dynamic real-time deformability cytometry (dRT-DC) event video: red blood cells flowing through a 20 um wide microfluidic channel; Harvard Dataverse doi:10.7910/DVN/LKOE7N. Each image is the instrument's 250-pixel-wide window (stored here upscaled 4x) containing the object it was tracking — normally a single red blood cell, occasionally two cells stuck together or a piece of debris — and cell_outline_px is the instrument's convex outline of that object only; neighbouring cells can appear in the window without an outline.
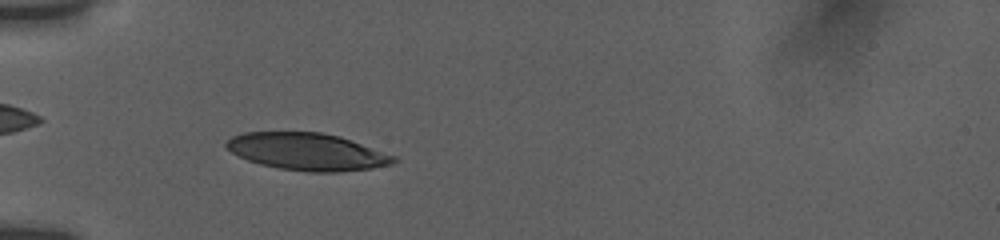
{"species": "human", "species_latin": "Homo sapiens", "temperature_condition": "room temperature", "stored_images_in_passage": 14, "camera_frame_rate_fps": 3000, "um_per_image_px": 0.085, "donor": {"sex": "female"}, "frame": {"image": 1, "passage_image": 12, "time_ms": 4.667, "image_size_px": [1000, 240], "cell_outline_px": [[400, 160], [392, 164], [372, 168], [340, 172], [308, 172], [280, 168], [260, 164], [248, 160], [232, 152], [224, 144], [232, 136], [244, 132], [320, 132], [340, 136], [396, 156]], "centroid_in_image_um": [26.15, 12.89], "position_along_channel_um": 58.9, "area_um2": 36.24}}
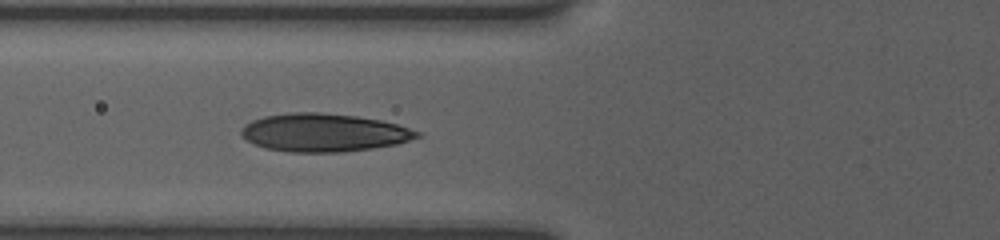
{"frame": {"image": 2, "passage_image": 14, "time_ms": 6.0, "image_size_px": [1000, 240], "cell_outline_px": [[420, 136], [396, 144], [372, 148], [340, 152], [288, 152], [264, 148], [248, 140], [240, 132], [244, 124], [252, 120], [264, 116], [296, 112], [316, 112], [356, 116], [380, 120], [396, 124], [420, 132]], "centroid_in_image_um": [27.5, 11.27], "position_along_channel_um": 98.3, "area_um2": 38.67}}